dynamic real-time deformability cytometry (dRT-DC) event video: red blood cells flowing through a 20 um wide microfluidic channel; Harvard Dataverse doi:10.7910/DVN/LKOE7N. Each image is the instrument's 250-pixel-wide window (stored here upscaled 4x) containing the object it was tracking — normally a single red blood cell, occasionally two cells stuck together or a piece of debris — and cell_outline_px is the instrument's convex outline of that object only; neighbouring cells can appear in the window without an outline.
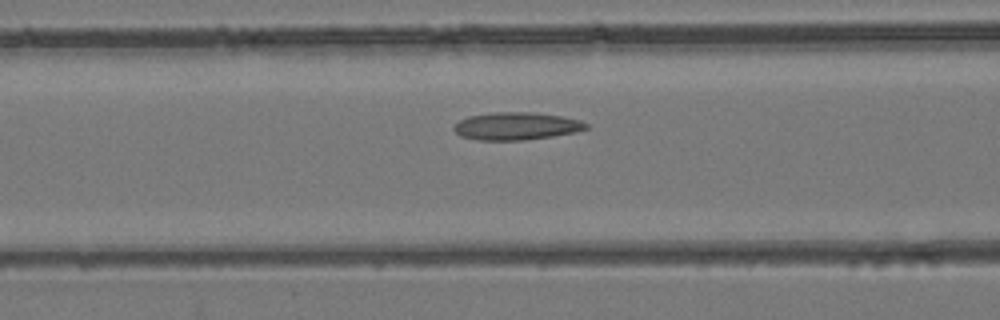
{"species": "common noctule bat (a hibernating species)", "species_latin": "Nyctalus noctula", "temperature_condition": "room temperature", "stored_images_in_passage": 30, "camera_frame_rate_fps": 3000, "um_per_image_px": 0.085, "animal": {"sex": "female", "body_mass_g": 24.6, "forearm_length_mm": 56.2}, "frame": {"image": 1, "passage_image": 4, "time_ms": 1.0, "image_size_px": [1000, 320], "cell_outline_px": [[588, 128], [576, 132], [552, 136], [524, 140], [476, 140], [460, 136], [452, 128], [460, 120], [468, 116], [496, 112], [532, 112], [560, 116], [580, 120], [588, 124]], "centroid_in_image_um": [43.88, 10.72], "position_along_channel_um": 122.7, "area_um2": 21.21}}
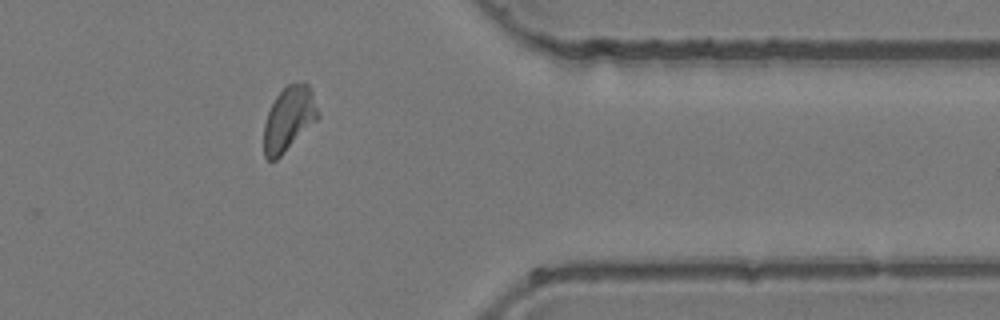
{"frame": {"image": 2, "passage_image": 22, "time_ms": 7.0, "image_size_px": [1000, 320], "cell_outline_px": [[320, 116], [276, 160], [268, 160], [264, 156], [264, 124], [268, 112], [276, 96], [288, 84], [304, 80], [308, 84], [312, 92], [320, 112]], "centroid_in_image_um": [24.56, 10.06], "position_along_channel_um": 386.8, "area_um2": 20.17}}
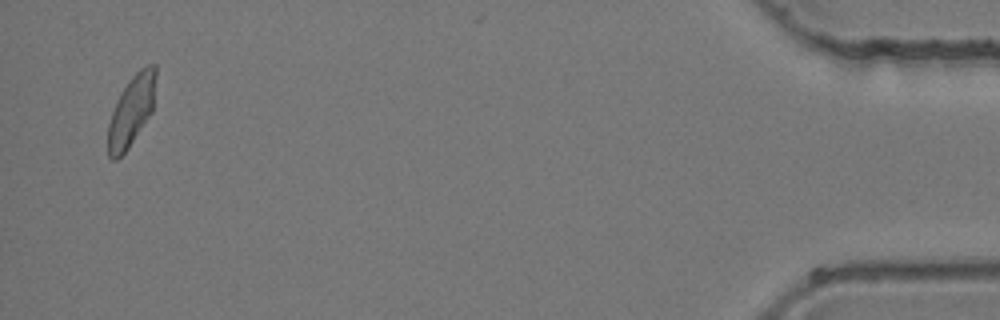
{"frame": {"image": 3, "passage_image": 29, "time_ms": 9.333, "image_size_px": [1000, 320], "cell_outline_px": [[156, 76], [152, 112], [128, 148], [116, 160], [112, 160], [108, 156], [108, 124], [116, 100], [132, 76], [140, 68], [148, 64], [156, 64]], "centroid_in_image_um": [11.17, 9.4], "position_along_channel_um": 424.0, "area_um2": 19.48}}